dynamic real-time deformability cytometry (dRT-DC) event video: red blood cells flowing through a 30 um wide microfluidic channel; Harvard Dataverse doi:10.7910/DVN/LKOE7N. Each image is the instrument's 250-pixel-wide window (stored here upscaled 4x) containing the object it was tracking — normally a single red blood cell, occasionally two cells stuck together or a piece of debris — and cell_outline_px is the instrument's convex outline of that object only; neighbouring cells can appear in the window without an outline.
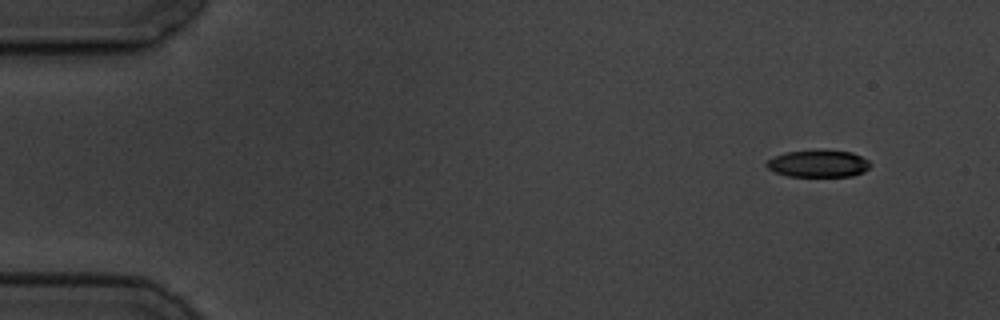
{"species": "common noctule bat (a hibernating species)", "species_latin": "Nyctalus noctula", "temperature_condition": "cold", "stored_images_in_passage": 8, "camera_frame_rate_fps": 3000, "um_per_image_px": 0.085, "animal": {"sex": "male", "body_mass_g": 19.5, "forearm_length_mm": 54.6}, "frame": {"image": 1, "passage_image": 1, "time_ms": 0.0, "image_size_px": [1000, 320], "cell_outline_px": [[872, 164], [864, 172], [852, 176], [788, 176], [776, 172], [768, 168], [764, 164], [772, 156], [784, 152], [820, 148], [824, 148], [852, 152], [868, 160]], "centroid_in_image_um": [69.55, 13.87], "position_along_channel_um": 15.5, "area_um2": 16.94}}
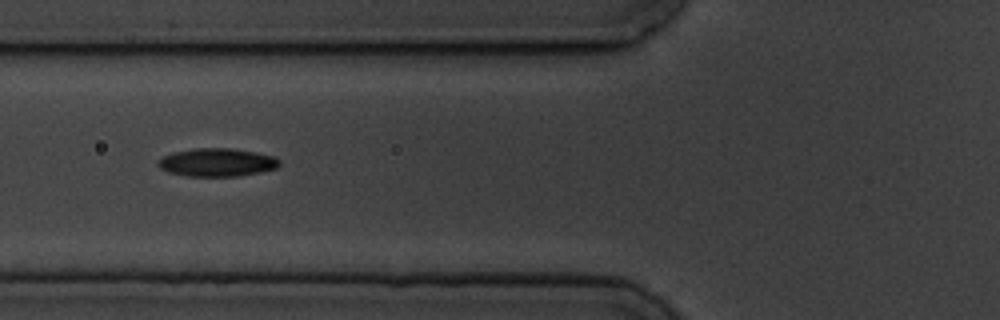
{"frame": {"image": 2, "passage_image": 6, "time_ms": 5.667, "image_size_px": [1000, 320], "cell_outline_px": [[280, 164], [276, 168], [260, 172], [236, 176], [188, 176], [168, 172], [160, 168], [156, 164], [156, 160], [172, 152], [192, 148], [232, 148], [256, 152], [276, 156], [280, 160]], "centroid_in_image_um": [18.43, 13.79], "position_along_channel_um": 107.4, "area_um2": 20.11}}
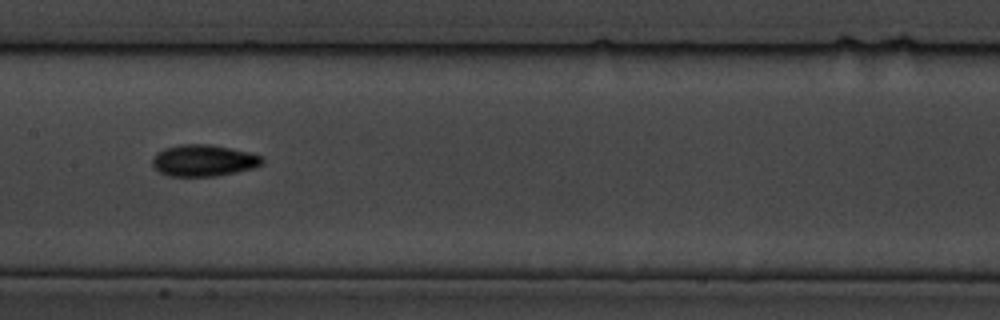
{"frame": {"image": 3, "passage_image": 8, "time_ms": 8.0, "image_size_px": [1000, 320], "cell_outline_px": [[264, 164], [252, 168], [216, 176], [168, 176], [160, 172], [152, 164], [152, 156], [156, 152], [164, 148], [180, 144], [208, 144], [248, 152], [264, 156]], "centroid_in_image_um": [17.29, 13.64], "position_along_channel_um": 190.1, "area_um2": 20.23}}